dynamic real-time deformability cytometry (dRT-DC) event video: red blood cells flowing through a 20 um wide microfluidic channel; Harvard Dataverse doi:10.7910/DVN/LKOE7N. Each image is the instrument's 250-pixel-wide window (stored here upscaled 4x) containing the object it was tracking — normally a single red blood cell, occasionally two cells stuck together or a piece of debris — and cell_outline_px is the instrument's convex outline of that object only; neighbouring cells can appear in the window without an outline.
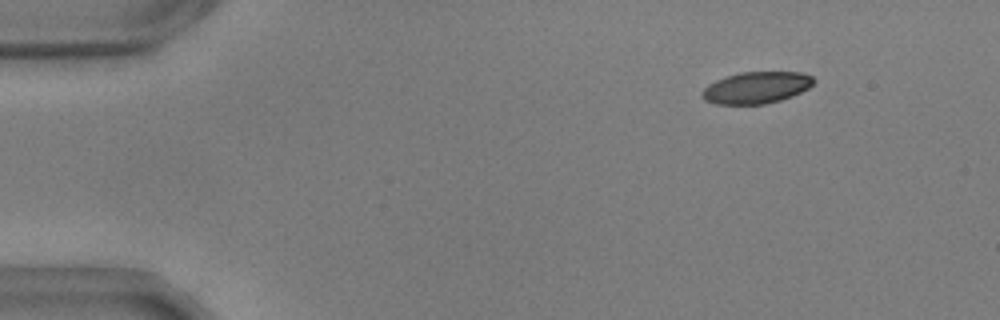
{"species": "common noctule bat (a hibernating species)", "species_latin": "Nyctalus noctula", "temperature_condition": "warm", "stored_images_in_passage": 47, "camera_frame_rate_fps": 3000, "um_per_image_px": 0.085, "animal": {"sex": "male", "body_mass_g": 17.9, "forearm_length_mm": 54.2}, "frame": {"image": 1, "passage_image": 1, "time_ms": 0.0, "image_size_px": [1000, 320], "cell_outline_px": [[816, 80], [808, 88], [792, 96], [780, 100], [764, 104], [716, 104], [704, 100], [700, 96], [704, 88], [708, 84], [716, 80], [740, 72], [800, 72], [812, 76]], "centroid_in_image_um": [64.28, 7.45], "position_along_channel_um": 20.7, "area_um2": 20.58}}
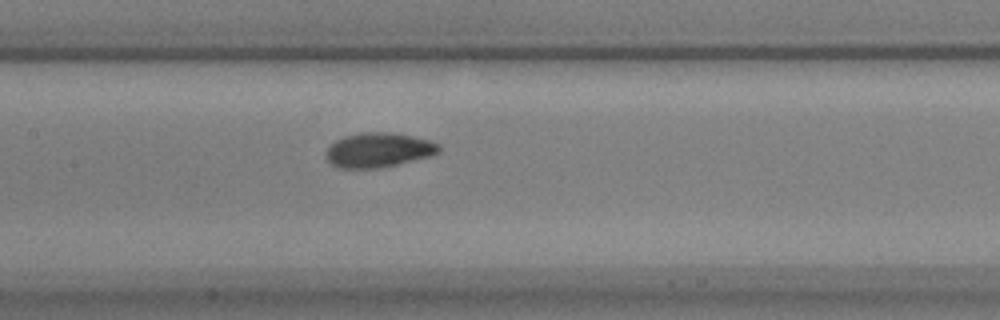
{"frame": {"image": 2, "passage_image": 21, "time_ms": 6.667, "image_size_px": [1000, 320], "cell_outline_px": [[440, 152], [432, 156], [384, 168], [336, 168], [324, 156], [324, 152], [336, 140], [344, 136], [360, 132], [392, 132], [412, 136], [428, 140], [440, 144]], "centroid_in_image_um": [32.18, 12.76], "position_along_channel_um": 175.2, "area_um2": 23.12}}
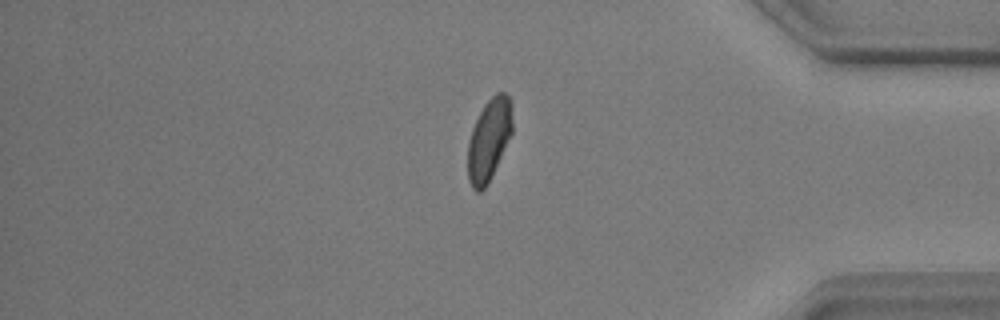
{"frame": {"image": 3, "passage_image": 41, "time_ms": 13.333, "image_size_px": [1000, 320], "cell_outline_px": [[512, 132], [488, 184], [480, 192], [476, 192], [472, 188], [468, 180], [468, 140], [472, 128], [484, 104], [496, 92], [504, 92], [508, 96], [512, 104]], "centroid_in_image_um": [41.56, 11.87], "position_along_channel_um": 393.6, "area_um2": 21.27}}